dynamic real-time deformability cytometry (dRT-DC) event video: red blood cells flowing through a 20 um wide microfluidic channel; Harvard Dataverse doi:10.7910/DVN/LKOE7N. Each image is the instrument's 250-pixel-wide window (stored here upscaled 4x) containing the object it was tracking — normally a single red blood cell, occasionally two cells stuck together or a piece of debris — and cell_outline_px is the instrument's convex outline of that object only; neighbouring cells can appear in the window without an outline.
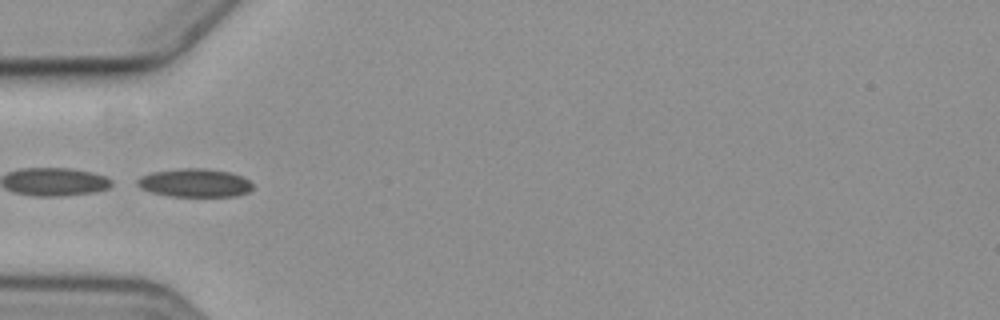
{"species": "common noctule bat (a hibernating species)", "species_latin": "Nyctalus noctula", "temperature_condition": "cold", "stored_images_in_passage": 11, "camera_frame_rate_fps": 3000, "um_per_image_px": 0.085, "animal": {"sex": "female", "body_mass_g": 19.3, "forearm_length_mm": 54.1}, "frame": {"image": 1, "passage_image": 5, "time_ms": 5.667, "image_size_px": [1000, 320], "cell_outline_px": [[252, 188], [248, 192], [236, 196], [168, 196], [152, 192], [140, 188], [136, 184], [136, 180], [140, 176], [152, 172], [180, 168], [208, 168], [228, 172], [240, 176], [248, 180], [252, 184]], "centroid_in_image_um": [16.51, 15.54], "position_along_channel_um": 68.5, "area_um2": 19.07}}
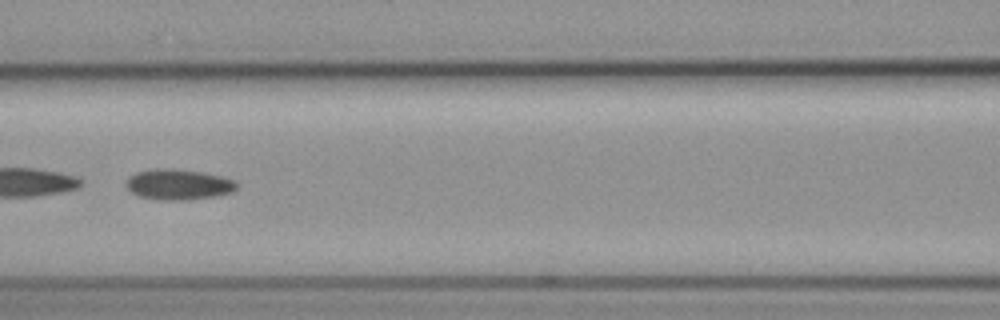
{"frame": {"image": 2, "passage_image": 7, "time_ms": 8.0, "image_size_px": [1000, 320], "cell_outline_px": [[240, 184], [236, 192], [216, 196], [188, 200], [160, 200], [140, 196], [132, 192], [124, 184], [124, 180], [128, 176], [136, 172], [152, 168], [176, 168], [200, 172], [220, 176], [236, 180]], "centroid_in_image_um": [15.19, 15.67], "position_along_channel_um": 151.4, "area_um2": 20.23}}